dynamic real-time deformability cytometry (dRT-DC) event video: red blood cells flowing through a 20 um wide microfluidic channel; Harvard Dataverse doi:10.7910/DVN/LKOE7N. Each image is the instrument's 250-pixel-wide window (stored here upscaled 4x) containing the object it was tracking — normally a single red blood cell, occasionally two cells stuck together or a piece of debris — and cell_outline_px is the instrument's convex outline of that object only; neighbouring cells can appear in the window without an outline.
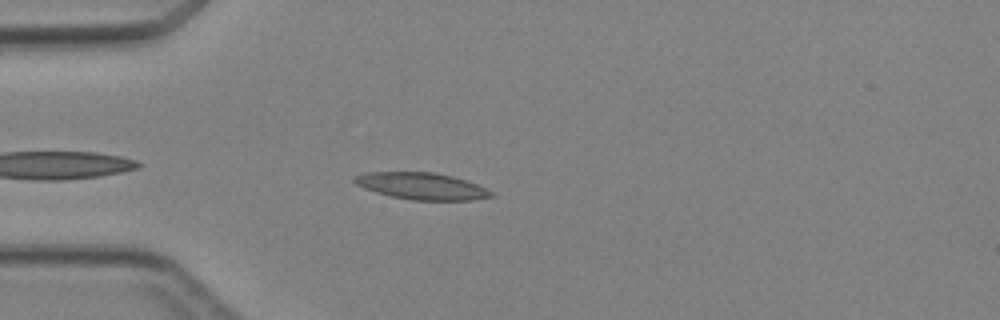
{"species": "Egyptian fruit bat (a non-hibernating species)", "species_latin": "Rousettus aegyptiacus", "temperature_condition": "cold", "stored_images_in_passage": 4, "camera_frame_rate_fps": 3000, "um_per_image_px": 0.085, "animal": {"sex": "female"}, "frame": {"image": 1, "passage_image": 4, "time_ms": 3.333, "image_size_px": [1000, 320], "cell_outline_px": [[496, 196], [472, 200], [412, 200], [392, 196], [376, 192], [364, 188], [356, 184], [352, 180], [356, 176], [368, 172], [432, 172], [452, 176], [476, 184], [492, 192]], "centroid_in_image_um": [35.84, 15.82], "position_along_channel_um": 49.2, "area_um2": 21.1}}